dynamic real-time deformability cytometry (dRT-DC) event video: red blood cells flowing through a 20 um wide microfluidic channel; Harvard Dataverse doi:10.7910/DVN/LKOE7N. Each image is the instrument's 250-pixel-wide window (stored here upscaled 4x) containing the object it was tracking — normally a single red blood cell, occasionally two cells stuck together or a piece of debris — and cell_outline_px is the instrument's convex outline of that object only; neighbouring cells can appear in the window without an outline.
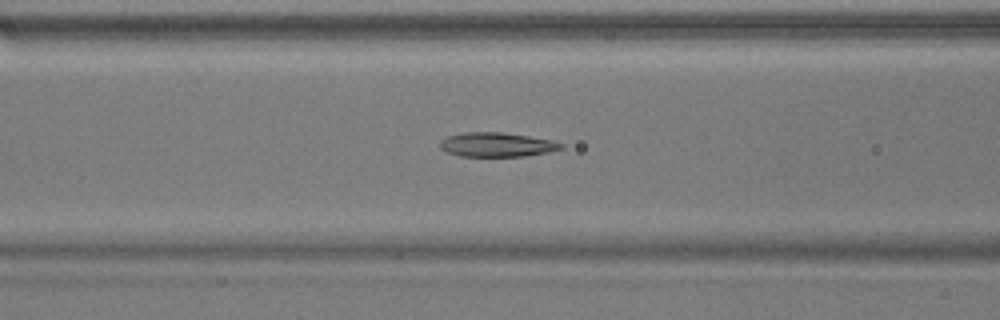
{"species": "common noctule bat (a hibernating species)", "species_latin": "Nyctalus noctula", "temperature_condition": "warm", "stored_images_in_passage": 45, "camera_frame_rate_fps": 3000, "um_per_image_px": 0.085, "animal": {"sex": "male", "body_mass_g": 17.9}, "frame": {"image": 1, "passage_image": 13, "time_ms": 4.0, "image_size_px": [1000, 320], "cell_outline_px": [[564, 148], [548, 152], [524, 156], [460, 156], [448, 152], [440, 148], [440, 140], [448, 136], [464, 132], [500, 132], [528, 136], [552, 140], [564, 144]], "centroid_in_image_um": [42.23, 12.29], "position_along_channel_um": 124.4, "area_um2": 17.05}}
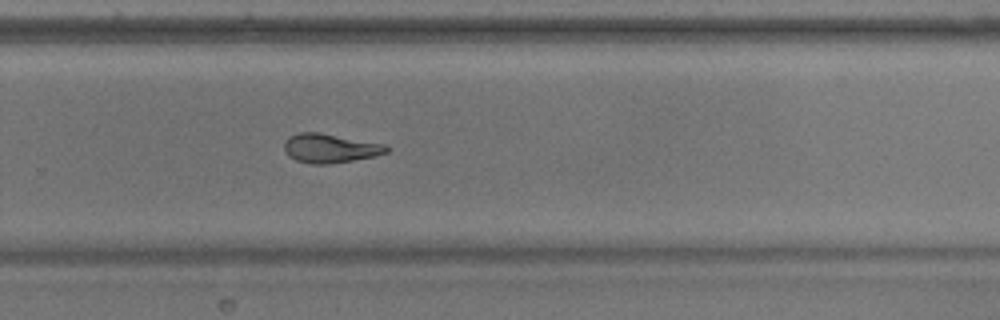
{"frame": {"image": 2, "passage_image": 27, "time_ms": 8.667, "image_size_px": [1000, 320], "cell_outline_px": [[388, 152], [376, 156], [328, 164], [312, 164], [296, 160], [288, 156], [284, 152], [284, 144], [288, 136], [300, 132], [320, 132], [388, 144]], "centroid_in_image_um": [28.06, 12.59], "position_along_channel_um": 301.7, "area_um2": 17.57}}
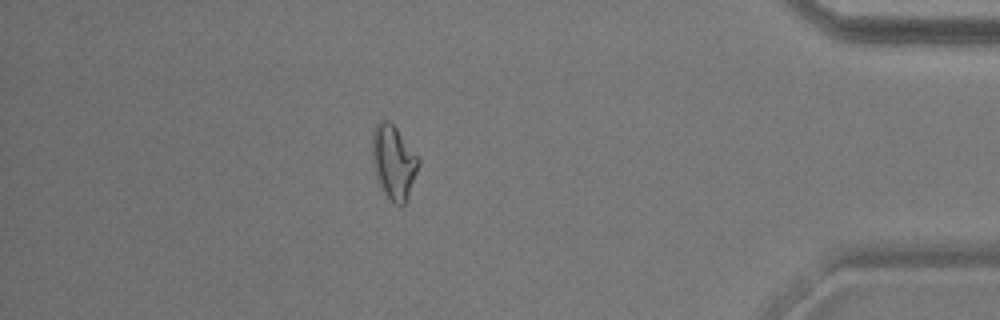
{"frame": {"image": 3, "passage_image": 38, "time_ms": 12.333, "image_size_px": [1000, 320], "cell_outline_px": [[420, 164], [408, 196], [404, 204], [396, 204], [380, 188], [376, 176], [372, 160], [372, 132], [376, 124], [380, 120], [388, 120], [396, 128], [420, 156]], "centroid_in_image_um": [33.47, 13.73], "position_along_channel_um": 401.7, "area_um2": 20.0}}